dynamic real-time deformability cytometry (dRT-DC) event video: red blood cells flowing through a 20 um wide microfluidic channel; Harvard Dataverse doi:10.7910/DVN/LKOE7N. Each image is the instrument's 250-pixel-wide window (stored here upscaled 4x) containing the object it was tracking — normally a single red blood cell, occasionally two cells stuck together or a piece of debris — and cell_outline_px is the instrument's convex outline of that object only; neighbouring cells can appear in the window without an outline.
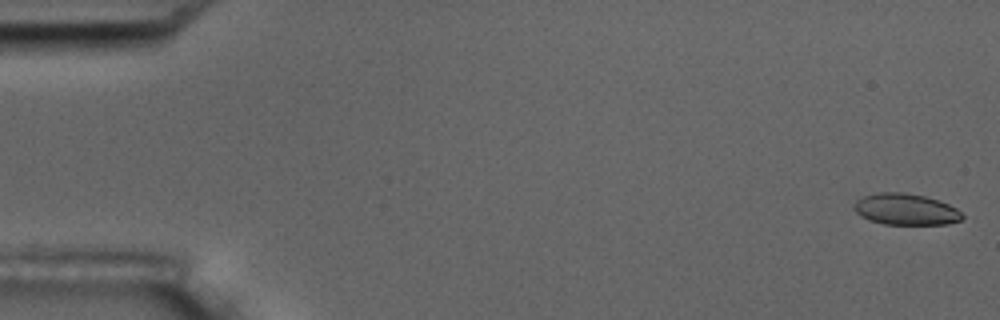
{"species": "common noctule bat (a hibernating species)", "species_latin": "Nyctalus noctula", "temperature_condition": "room temperature", "stored_images_in_passage": 5, "camera_frame_rate_fps": 3000, "um_per_image_px": 0.085, "animal": {"sex": "male", "body_mass_g": 17.5, "forearm_length_mm": 52.3}, "frame": {"image": 1, "passage_image": 1, "time_ms": 0.0, "image_size_px": [1000, 320], "cell_outline_px": [[964, 216], [960, 220], [948, 224], [884, 224], [868, 220], [860, 216], [852, 208], [852, 204], [856, 200], [864, 196], [880, 192], [904, 192], [924, 196], [948, 204], [956, 208]], "centroid_in_image_um": [76.93, 17.79], "position_along_channel_um": 8.1, "area_um2": 19.77}}
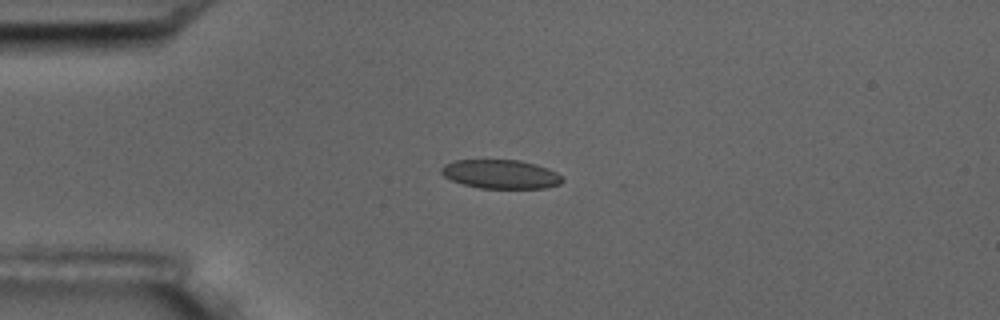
{"frame": {"image": 2, "passage_image": 4, "time_ms": 4.333, "image_size_px": [1000, 320], "cell_outline_px": [[564, 180], [560, 184], [544, 188], [480, 188], [464, 184], [452, 180], [444, 176], [440, 172], [440, 168], [444, 164], [456, 160], [520, 160], [536, 164], [548, 168], [564, 176]], "centroid_in_image_um": [42.59, 14.8], "position_along_channel_um": 42.4, "area_um2": 20.46}}